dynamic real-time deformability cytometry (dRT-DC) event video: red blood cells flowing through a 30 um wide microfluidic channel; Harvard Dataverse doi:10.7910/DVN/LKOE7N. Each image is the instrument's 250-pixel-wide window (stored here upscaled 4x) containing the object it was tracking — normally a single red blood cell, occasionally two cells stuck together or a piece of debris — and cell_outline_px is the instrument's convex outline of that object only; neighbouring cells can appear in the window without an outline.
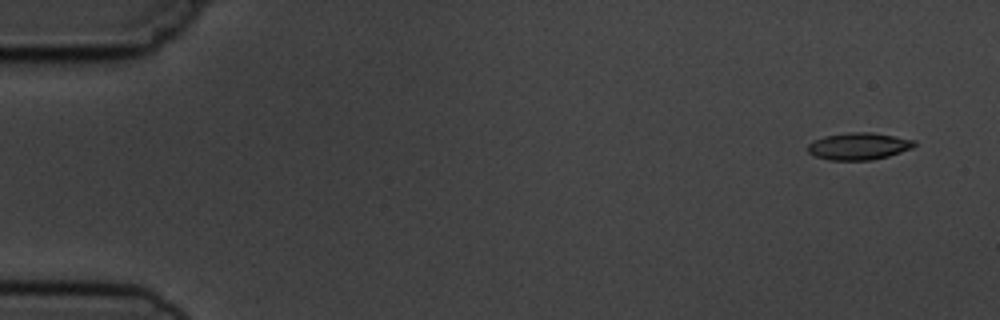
{"species": "common noctule bat (a hibernating species)", "species_latin": "Nyctalus noctula", "temperature_condition": "cold", "stored_images_in_passage": 7, "camera_frame_rate_fps": 3000, "um_per_image_px": 0.085, "animal": {"sex": "male", "body_mass_g": 19.5, "forearm_length_mm": 54.6}, "frame": {"image": 1, "passage_image": 1, "time_ms": 0.0, "image_size_px": [1000, 320], "cell_outline_px": [[916, 144], [912, 148], [888, 156], [872, 160], [828, 160], [816, 156], [808, 152], [808, 144], [812, 140], [824, 136], [848, 132], [872, 132], [896, 136], [916, 140]], "centroid_in_image_um": [72.99, 12.42], "position_along_channel_um": 12.0, "area_um2": 16.94}}
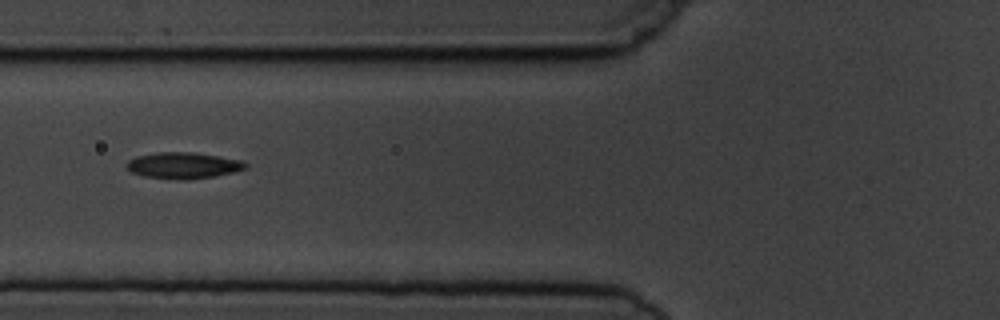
{"frame": {"image": 2, "passage_image": 6, "time_ms": 6.0, "image_size_px": [1000, 320], "cell_outline_px": [[248, 168], [232, 172], [212, 176], [188, 180], [180, 180], [144, 176], [132, 172], [124, 164], [128, 160], [136, 156], [156, 152], [196, 152], [240, 160], [248, 164]], "centroid_in_image_um": [15.55, 14.05], "position_along_channel_um": 110.2, "area_um2": 18.21}}
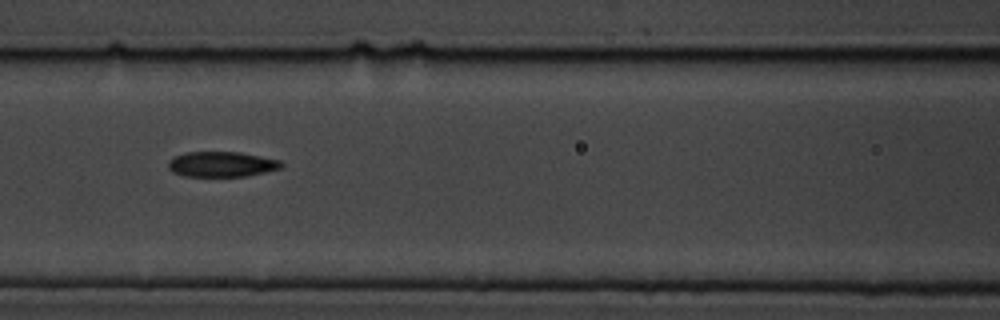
{"frame": {"image": 3, "passage_image": 7, "time_ms": 7.0, "image_size_px": [1000, 320], "cell_outline_px": [[284, 164], [280, 168], [248, 176], [184, 176], [172, 172], [168, 168], [168, 160], [172, 156], [188, 152], [240, 152], [280, 160]], "centroid_in_image_um": [18.8, 13.95], "position_along_channel_um": 147.8, "area_um2": 16.7}}